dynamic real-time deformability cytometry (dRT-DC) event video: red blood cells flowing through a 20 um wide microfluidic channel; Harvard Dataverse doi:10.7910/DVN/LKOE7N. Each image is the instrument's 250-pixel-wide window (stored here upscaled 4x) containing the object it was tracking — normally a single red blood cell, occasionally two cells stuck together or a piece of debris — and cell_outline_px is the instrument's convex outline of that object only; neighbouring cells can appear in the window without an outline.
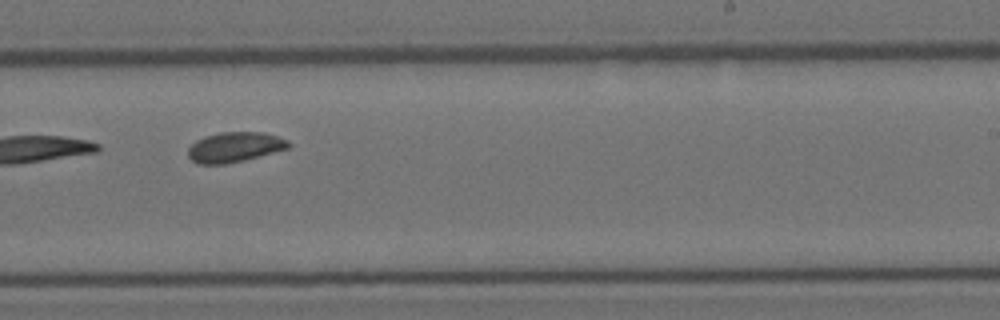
{"species": "Egyptian fruit bat (a non-hibernating species)", "species_latin": "Rousettus aegyptiacus", "temperature_condition": "room temperature", "stored_images_in_passage": 30, "camera_frame_rate_fps": 3000, "um_per_image_px": 0.085, "animal": {"sex": "female"}, "frame": {"image": 1, "passage_image": 18, "time_ms": 5.667, "image_size_px": [1000, 320], "cell_outline_px": [[292, 144], [288, 148], [244, 160], [224, 164], [196, 164], [188, 156], [188, 148], [196, 140], [204, 136], [220, 132], [264, 132], [288, 140]], "centroid_in_image_um": [19.93, 12.5], "position_along_channel_um": 269.1, "area_um2": 17.57}}
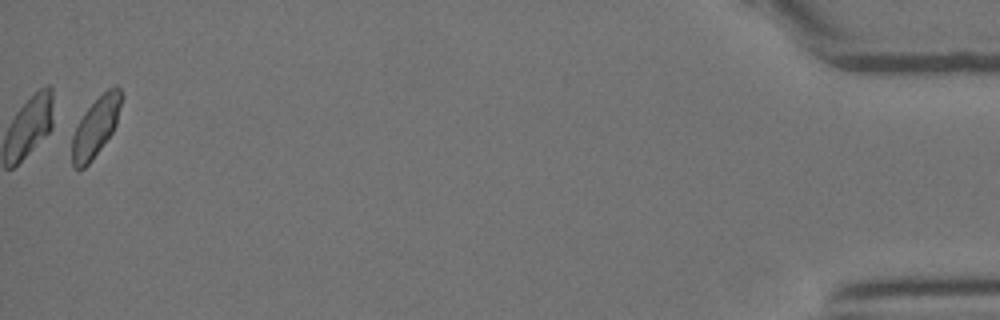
{"frame": {"image": 2, "passage_image": 30, "time_ms": 9.667, "image_size_px": [1000, 320], "cell_outline_px": [[124, 96], [116, 124], [112, 132], [92, 160], [84, 168], [72, 168], [72, 136], [84, 112], [108, 88], [116, 84], [120, 88]], "centroid_in_image_um": [8.16, 10.76], "position_along_channel_um": 427.0, "area_um2": 16.99}}